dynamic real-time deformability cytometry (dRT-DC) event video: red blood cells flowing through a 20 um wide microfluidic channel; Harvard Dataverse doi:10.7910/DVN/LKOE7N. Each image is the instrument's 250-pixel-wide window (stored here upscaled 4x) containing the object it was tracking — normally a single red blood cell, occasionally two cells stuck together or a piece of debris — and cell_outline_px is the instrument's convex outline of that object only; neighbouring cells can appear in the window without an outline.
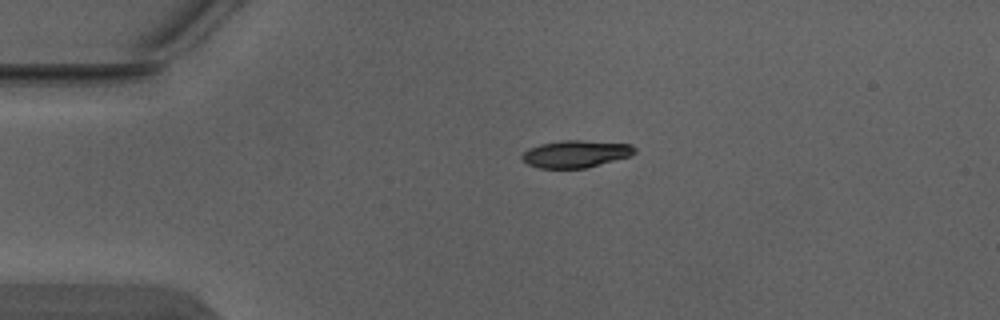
{"species": "Egyptian fruit bat (a non-hibernating species)", "species_latin": "Rousettus aegyptiacus", "temperature_condition": "warm", "stored_images_in_passage": 3, "camera_frame_rate_fps": 3000, "um_per_image_px": 0.085, "animal": {"sex": "male"}, "frame": {"image": 1, "passage_image": 2, "time_ms": 0.333, "image_size_px": [1000, 320], "cell_outline_px": [[636, 152], [628, 156], [584, 168], [540, 168], [528, 164], [520, 156], [528, 148], [540, 144], [564, 140], [580, 140], [632, 144], [636, 148]], "centroid_in_image_um": [48.92, 13.07], "position_along_channel_um": 36.1, "area_um2": 17.63}}